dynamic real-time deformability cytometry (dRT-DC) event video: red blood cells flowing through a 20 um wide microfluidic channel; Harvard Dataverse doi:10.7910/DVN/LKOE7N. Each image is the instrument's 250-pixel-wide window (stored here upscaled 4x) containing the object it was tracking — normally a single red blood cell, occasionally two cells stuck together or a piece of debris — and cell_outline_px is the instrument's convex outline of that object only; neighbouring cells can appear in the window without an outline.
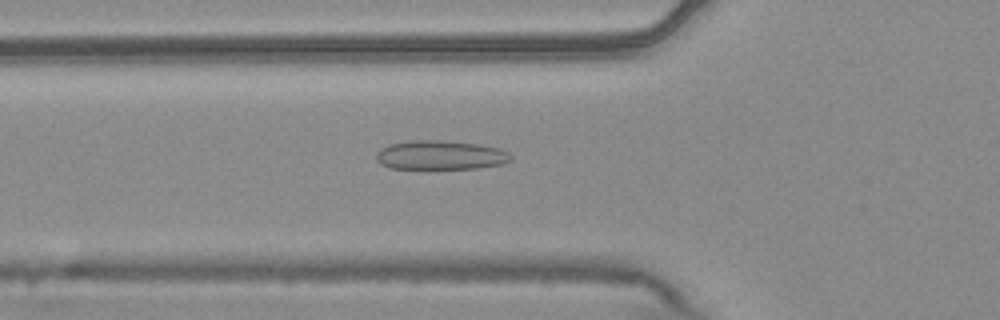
{"species": "common noctule bat (a hibernating species)", "species_latin": "Nyctalus noctula", "temperature_condition": "warm", "stored_images_in_passage": 54, "camera_frame_rate_fps": 3000, "um_per_image_px": 0.085, "animal": {"sex": "male", "body_mass_g": 20.4}, "frame": {"image": 1, "passage_image": 19, "time_ms": 6.0, "image_size_px": [1000, 320], "cell_outline_px": [[512, 160], [504, 164], [480, 168], [388, 168], [380, 164], [376, 160], [376, 152], [380, 148], [388, 144], [412, 140], [444, 140], [480, 144], [500, 148], [508, 152], [512, 156]], "centroid_in_image_um": [37.45, 13.18], "position_along_channel_um": 88.4, "area_um2": 23.18}}
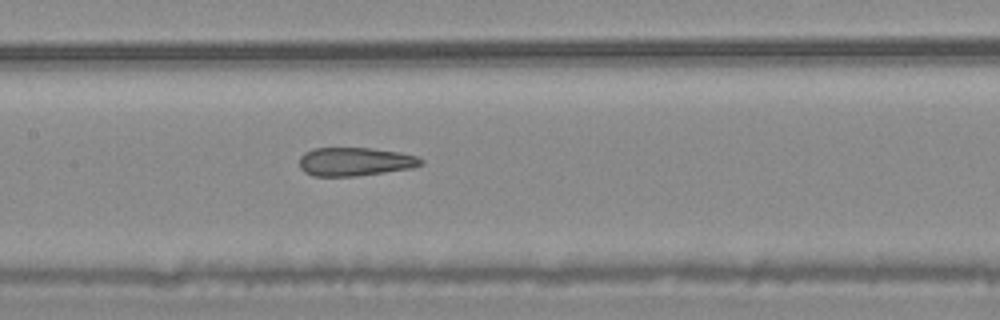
{"frame": {"image": 2, "passage_image": 26, "time_ms": 8.333, "image_size_px": [1000, 320], "cell_outline_px": [[424, 164], [412, 168], [356, 176], [312, 176], [304, 172], [300, 168], [300, 156], [304, 152], [312, 148], [372, 148], [400, 152], [416, 156], [424, 160]], "centroid_in_image_um": [30.17, 13.74], "position_along_channel_um": 177.2, "area_um2": 20.35}}
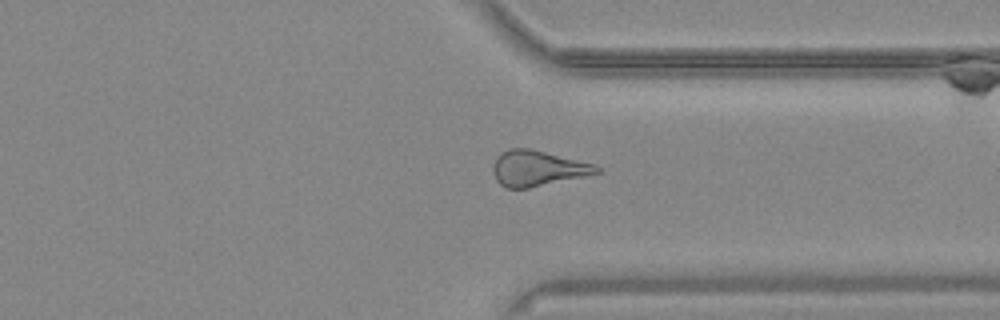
{"frame": {"image": 3, "passage_image": 41, "time_ms": 13.333, "image_size_px": [1000, 320], "cell_outline_px": [[600, 172], [584, 176], [528, 188], [508, 188], [500, 184], [496, 180], [492, 168], [492, 164], [508, 148], [532, 148], [596, 164], [600, 168]], "centroid_in_image_um": [45.71, 14.29], "position_along_channel_um": 365.7, "area_um2": 21.33}, "authors_computed_cell_mechanics": {"area_um2": 22.3397, "velocity_mm_per_s": 3.7674, "shape_relaxation_time_tau1_ms": null, "shape_relaxation_time_tau2_ms": 3.3447, "deformation_change_tau1": null, "deformation_change_tau2": 0.1115}}